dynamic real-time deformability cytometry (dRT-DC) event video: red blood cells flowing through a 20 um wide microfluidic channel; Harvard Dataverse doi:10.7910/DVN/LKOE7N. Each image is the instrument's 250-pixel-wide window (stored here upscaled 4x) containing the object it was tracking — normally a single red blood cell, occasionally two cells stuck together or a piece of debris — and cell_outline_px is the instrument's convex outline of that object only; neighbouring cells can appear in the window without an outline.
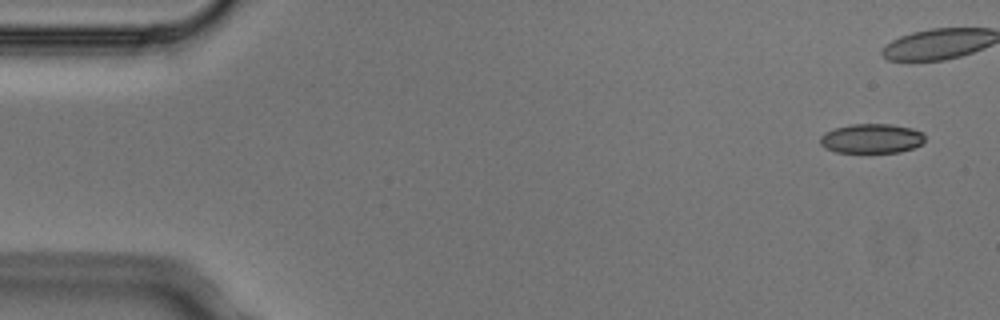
{"species": "Egyptian fruit bat (a non-hibernating species)", "species_latin": "Rousettus aegyptiacus", "temperature_condition": "cold", "stored_images_in_passage": 4, "camera_frame_rate_fps": 3000, "um_per_image_px": 0.085, "animal": {"sex": "male"}, "frame": {"image": 1, "passage_image": 4, "time_ms": 1.0, "image_size_px": [1000, 320], "cell_outline_px": [[924, 140], [920, 144], [912, 148], [900, 152], [836, 152], [824, 148], [820, 144], [820, 136], [824, 132], [836, 128], [852, 124], [892, 124], [912, 128], [924, 132]], "centroid_in_image_um": [74.07, 11.77], "position_along_channel_um": 10.9, "area_um2": 18.03}}